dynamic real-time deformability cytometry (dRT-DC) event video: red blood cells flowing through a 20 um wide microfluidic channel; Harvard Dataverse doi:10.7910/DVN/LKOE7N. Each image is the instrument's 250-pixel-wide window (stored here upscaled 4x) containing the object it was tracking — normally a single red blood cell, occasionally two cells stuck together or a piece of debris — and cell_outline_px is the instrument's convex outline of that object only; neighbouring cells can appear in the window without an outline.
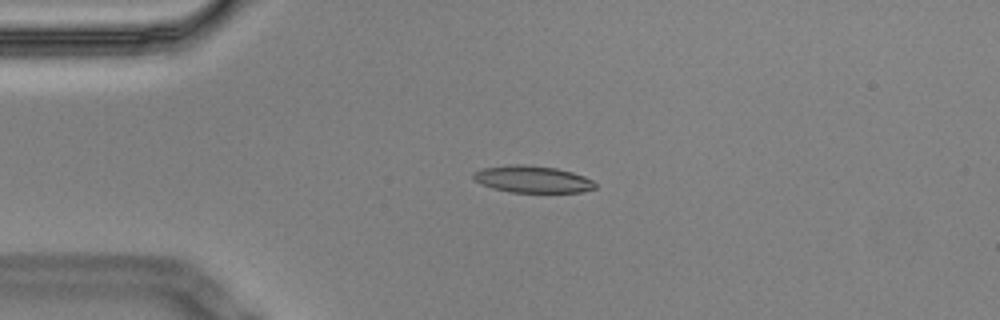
{"species": "Egyptian fruit bat (a non-hibernating species)", "species_latin": "Rousettus aegyptiacus", "temperature_condition": "cold", "stored_images_in_passage": 5, "camera_frame_rate_fps": 3000, "um_per_image_px": 0.085, "animal": {"sex": "male"}, "frame": {"image": 1, "passage_image": 4, "time_ms": 1.0, "image_size_px": [1000, 320], "cell_outline_px": [[596, 188], [580, 192], [508, 192], [492, 188], [476, 180], [472, 176], [472, 172], [480, 168], [512, 164], [524, 164], [556, 168], [572, 172], [584, 176], [592, 180], [596, 184]], "centroid_in_image_um": [45.24, 15.23], "position_along_channel_um": 39.8, "area_um2": 19.13}}